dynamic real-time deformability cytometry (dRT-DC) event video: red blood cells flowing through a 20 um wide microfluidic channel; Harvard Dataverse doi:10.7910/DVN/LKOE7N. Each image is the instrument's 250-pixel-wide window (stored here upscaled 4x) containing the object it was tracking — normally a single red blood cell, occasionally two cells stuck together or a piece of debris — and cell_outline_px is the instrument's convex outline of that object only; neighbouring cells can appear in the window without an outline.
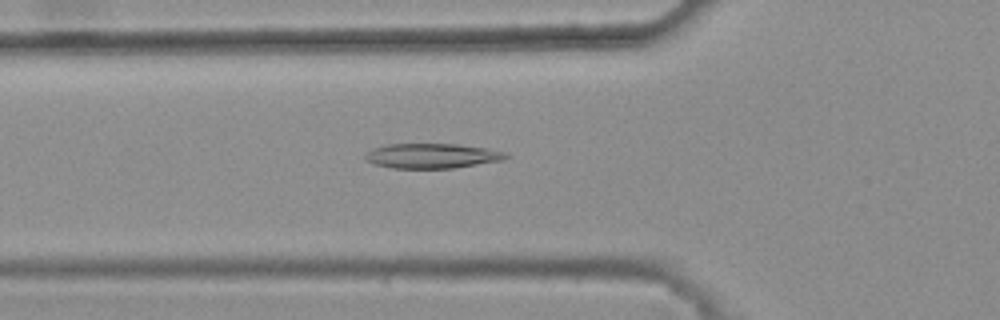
{"species": "common noctule bat (a hibernating species)", "species_latin": "Nyctalus noctula", "temperature_condition": "warm", "stored_images_in_passage": 46, "camera_frame_rate_fps": 3000, "um_per_image_px": 0.085, "animal": {"sex": "female", "body_mass_g": 25.1}, "frame": {"image": 1, "passage_image": 18, "time_ms": 5.667, "image_size_px": [1000, 320], "cell_outline_px": [[508, 156], [504, 160], [452, 168], [392, 168], [376, 164], [368, 160], [364, 156], [372, 148], [388, 144], [456, 144], [488, 148], [508, 152]], "centroid_in_image_um": [36.77, 13.24], "position_along_channel_um": 89.0, "area_um2": 20.29}}
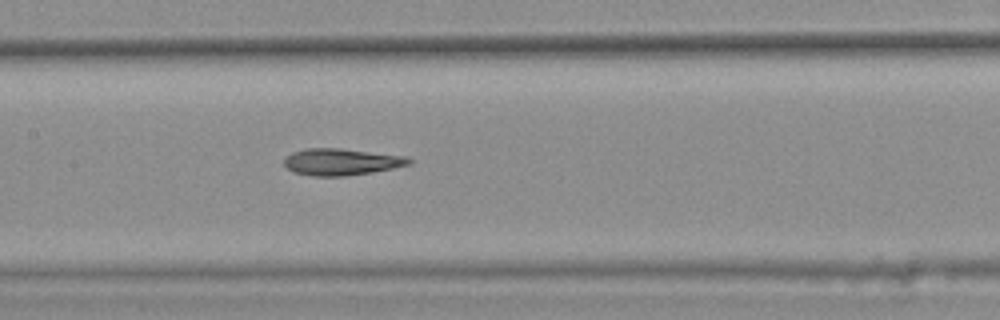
{"frame": {"image": 2, "passage_image": 25, "time_ms": 8.0, "image_size_px": [1000, 320], "cell_outline_px": [[412, 164], [372, 172], [344, 176], [312, 176], [292, 172], [284, 164], [284, 160], [292, 152], [304, 148], [340, 148], [404, 156], [412, 160]], "centroid_in_image_um": [28.99, 13.76], "position_along_channel_um": 178.4, "area_um2": 19.36}}
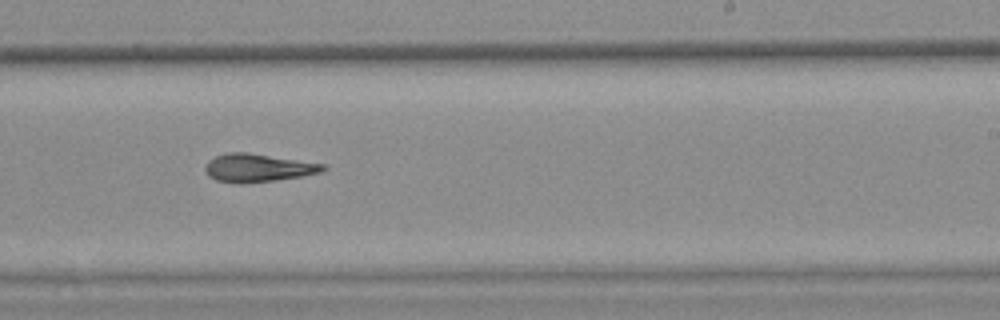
{"frame": {"image": 3, "passage_image": 32, "time_ms": 10.333, "image_size_px": [1000, 320], "cell_outline_px": [[328, 168], [324, 172], [304, 176], [276, 180], [240, 184], [216, 180], [208, 176], [204, 168], [208, 160], [216, 156], [228, 152], [244, 152], [324, 164]], "centroid_in_image_um": [21.93, 14.28], "position_along_channel_um": 267.1, "area_um2": 19.31}, "authors_computed_cell_mechanics": {"area_um2": 19.3341, "velocity_mm_per_s": 3.8124, "shape_relaxation_time_tau1_ms": null, "shape_relaxation_time_tau2_ms": 4.908, "deformation_change_tau1": null, "deformation_change_tau2": 0.1339}}